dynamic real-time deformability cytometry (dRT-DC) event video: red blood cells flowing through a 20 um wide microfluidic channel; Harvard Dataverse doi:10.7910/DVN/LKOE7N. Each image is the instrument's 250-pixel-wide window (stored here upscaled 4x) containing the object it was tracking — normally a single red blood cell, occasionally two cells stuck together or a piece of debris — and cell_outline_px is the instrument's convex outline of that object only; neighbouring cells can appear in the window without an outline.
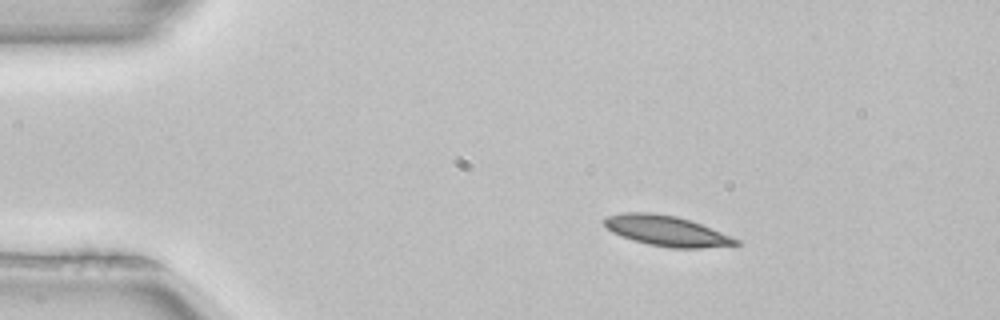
{"species": "common noctule bat (a hibernating species)", "species_latin": "Nyctalus noctula", "temperature_condition": "room temperature", "stored_images_in_passage": 2, "camera_frame_rate_fps": 3000, "um_per_image_px": 0.085, "animal": {"sex": "female", "body_mass_g": 22.7, "forearm_length_mm": 54.2}, "frame": {"image": 1, "passage_image": 1, "time_ms": 0.0, "image_size_px": [1000, 320], "cell_outline_px": [[740, 244], [704, 248], [672, 248], [648, 244], [612, 232], [600, 220], [604, 216], [624, 212], [648, 212], [676, 216], [700, 224], [740, 240]], "centroid_in_image_um": [56.62, 19.61], "position_along_channel_um": 28.4, "area_um2": 23.0}}